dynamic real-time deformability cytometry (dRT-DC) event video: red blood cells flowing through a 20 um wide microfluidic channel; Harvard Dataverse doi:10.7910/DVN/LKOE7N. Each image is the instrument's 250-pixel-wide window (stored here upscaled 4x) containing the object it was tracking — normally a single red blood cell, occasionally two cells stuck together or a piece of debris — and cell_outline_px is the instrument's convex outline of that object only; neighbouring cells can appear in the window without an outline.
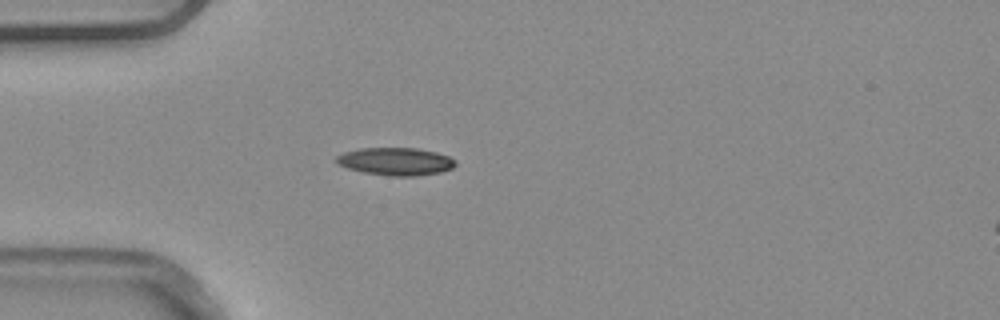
{"species": "common noctule bat (a hibernating species)", "species_latin": "Nyctalus noctula", "temperature_condition": "warm", "stored_images_in_passage": 1, "camera_frame_rate_fps": 3000, "um_per_image_px": 0.085, "animal": {"sex": "male", "body_mass_g": 20.4}, "frame": {"image": 1, "passage_image": 1, "time_ms": 0.0, "image_size_px": [1000, 320], "cell_outline_px": [[456, 164], [452, 168], [440, 172], [416, 176], [392, 176], [364, 172], [348, 168], [336, 164], [336, 156], [344, 152], [360, 148], [416, 148], [436, 152], [448, 156], [456, 160]], "centroid_in_image_um": [33.63, 13.72], "position_along_channel_um": 51.4, "area_um2": 19.19}}